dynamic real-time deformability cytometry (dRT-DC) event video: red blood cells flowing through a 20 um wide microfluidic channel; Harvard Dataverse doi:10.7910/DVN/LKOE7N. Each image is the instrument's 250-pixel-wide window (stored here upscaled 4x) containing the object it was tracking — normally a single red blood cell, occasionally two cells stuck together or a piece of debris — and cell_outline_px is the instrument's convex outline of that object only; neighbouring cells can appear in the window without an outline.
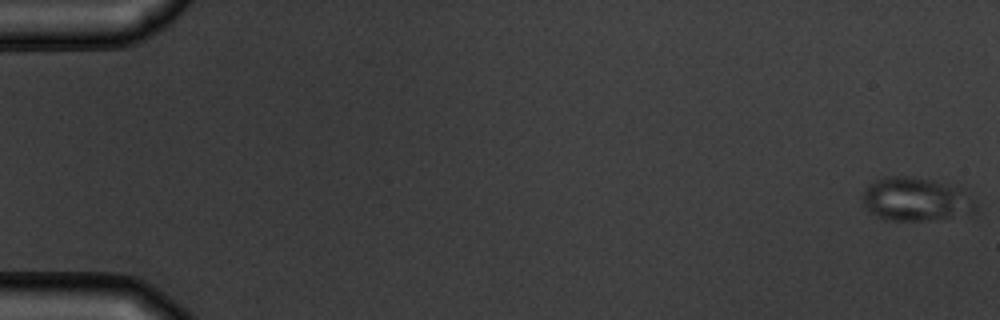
{"species": "common noctule bat (a hibernating species)", "species_latin": "Nyctalus noctula", "temperature_condition": "warm", "stored_images_in_passage": 5, "camera_frame_rate_fps": 3000, "um_per_image_px": 0.085, "animal": {"sex": "male", "body_mass_g": 19.5, "forearm_length_mm": 54.6}, "frame": {"image": 1, "passage_image": 1, "time_ms": 0.0, "image_size_px": [1000, 320], "cell_outline_px": [[976, 212], [972, 216], [928, 220], [884, 220], [868, 212], [860, 196], [864, 188], [868, 184], [884, 176], [908, 176], [932, 180], [964, 188], [976, 200]], "centroid_in_image_um": [77.9, 16.95], "position_along_channel_um": 7.1, "area_um2": 29.71}}